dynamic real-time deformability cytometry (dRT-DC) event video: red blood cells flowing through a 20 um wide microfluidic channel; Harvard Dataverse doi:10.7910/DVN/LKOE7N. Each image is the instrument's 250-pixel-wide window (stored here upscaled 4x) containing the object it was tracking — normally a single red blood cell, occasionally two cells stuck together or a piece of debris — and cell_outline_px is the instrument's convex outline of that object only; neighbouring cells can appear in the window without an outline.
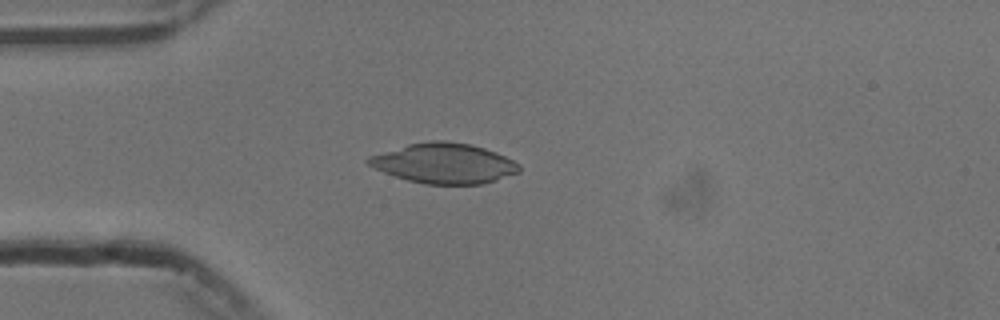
{"species": "common noctule bat (a hibernating species)", "species_latin": "Nyctalus noctula", "temperature_condition": "cold", "stored_images_in_passage": 47, "camera_frame_rate_fps": 3000, "um_per_image_px": 0.085, "animal": {"sex": "male", "body_mass_g": 13.3}, "frame": {"image": 1, "passage_image": 11, "time_ms": 3.333, "image_size_px": [1000, 320], "cell_outline_px": [[520, 172], [484, 184], [424, 184], [408, 180], [384, 172], [368, 164], [364, 160], [368, 156], [408, 144], [432, 140], [444, 140], [468, 144], [484, 148], [496, 152], [520, 164]], "centroid_in_image_um": [37.75, 13.88], "position_along_channel_um": 47.2, "area_um2": 35.14}}
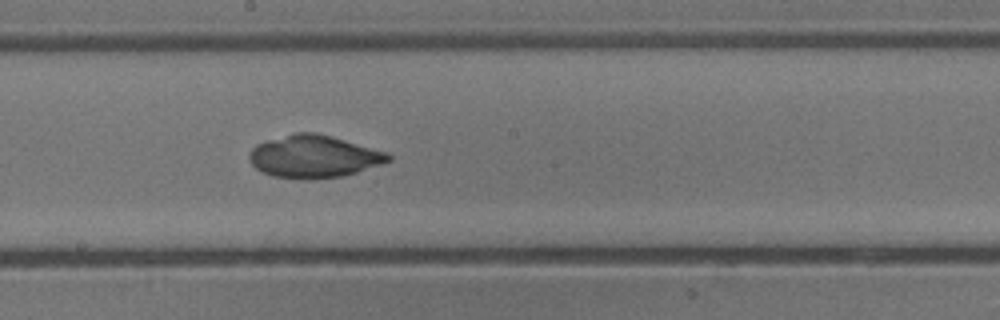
{"frame": {"image": 2, "passage_image": 26, "time_ms": 8.333, "image_size_px": [1000, 320], "cell_outline_px": [[392, 160], [344, 176], [312, 180], [272, 176], [256, 168], [248, 160], [248, 156], [252, 148], [256, 144], [268, 140], [296, 132], [316, 132], [332, 136], [388, 152], [392, 156]], "centroid_in_image_um": [26.68, 13.3], "position_along_channel_um": 221.5, "area_um2": 34.51}}
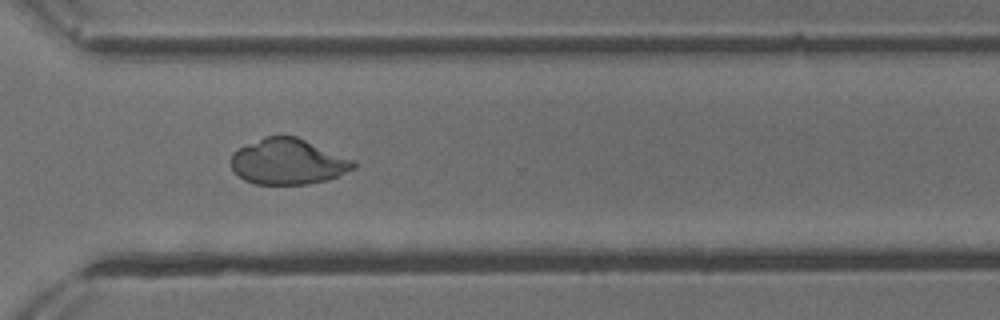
{"frame": {"image": 3, "passage_image": 36, "time_ms": 11.667, "image_size_px": [1000, 320], "cell_outline_px": [[356, 168], [328, 180], [308, 184], [256, 184], [244, 180], [232, 168], [232, 152], [264, 136], [296, 136], [356, 160]], "centroid_in_image_um": [24.53, 13.74], "position_along_channel_um": 346.1, "area_um2": 32.6}}